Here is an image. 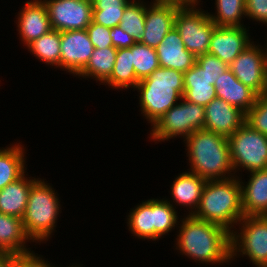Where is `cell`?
I'll list each match as a JSON object with an SVG mask.
<instances>
[{"label":"cell","instance_id":"cell-7","mask_svg":"<svg viewBox=\"0 0 267 267\" xmlns=\"http://www.w3.org/2000/svg\"><path fill=\"white\" fill-rule=\"evenodd\" d=\"M228 142L233 170L238 167L250 172L267 169V136L245 122Z\"/></svg>","mask_w":267,"mask_h":267},{"label":"cell","instance_id":"cell-22","mask_svg":"<svg viewBox=\"0 0 267 267\" xmlns=\"http://www.w3.org/2000/svg\"><path fill=\"white\" fill-rule=\"evenodd\" d=\"M28 239L21 218L0 213V252L13 255L30 253L24 246Z\"/></svg>","mask_w":267,"mask_h":267},{"label":"cell","instance_id":"cell-12","mask_svg":"<svg viewBox=\"0 0 267 267\" xmlns=\"http://www.w3.org/2000/svg\"><path fill=\"white\" fill-rule=\"evenodd\" d=\"M60 67L78 75L88 64L94 51L89 35L84 30L60 32Z\"/></svg>","mask_w":267,"mask_h":267},{"label":"cell","instance_id":"cell-38","mask_svg":"<svg viewBox=\"0 0 267 267\" xmlns=\"http://www.w3.org/2000/svg\"><path fill=\"white\" fill-rule=\"evenodd\" d=\"M10 267H51L50 264L37 257L34 253L14 255ZM76 267V266H75Z\"/></svg>","mask_w":267,"mask_h":267},{"label":"cell","instance_id":"cell-13","mask_svg":"<svg viewBox=\"0 0 267 267\" xmlns=\"http://www.w3.org/2000/svg\"><path fill=\"white\" fill-rule=\"evenodd\" d=\"M204 108V130L229 138L245 123L246 114L223 99L216 97Z\"/></svg>","mask_w":267,"mask_h":267},{"label":"cell","instance_id":"cell-30","mask_svg":"<svg viewBox=\"0 0 267 267\" xmlns=\"http://www.w3.org/2000/svg\"><path fill=\"white\" fill-rule=\"evenodd\" d=\"M217 15L209 18L216 26L241 27V17L246 16L245 0H216Z\"/></svg>","mask_w":267,"mask_h":267},{"label":"cell","instance_id":"cell-18","mask_svg":"<svg viewBox=\"0 0 267 267\" xmlns=\"http://www.w3.org/2000/svg\"><path fill=\"white\" fill-rule=\"evenodd\" d=\"M216 97L239 108L245 114L255 104L258 94L250 87L243 85L228 69L214 83Z\"/></svg>","mask_w":267,"mask_h":267},{"label":"cell","instance_id":"cell-40","mask_svg":"<svg viewBox=\"0 0 267 267\" xmlns=\"http://www.w3.org/2000/svg\"><path fill=\"white\" fill-rule=\"evenodd\" d=\"M132 0H91L93 8H125Z\"/></svg>","mask_w":267,"mask_h":267},{"label":"cell","instance_id":"cell-25","mask_svg":"<svg viewBox=\"0 0 267 267\" xmlns=\"http://www.w3.org/2000/svg\"><path fill=\"white\" fill-rule=\"evenodd\" d=\"M23 153L19 144L7 149H0V190L25 173Z\"/></svg>","mask_w":267,"mask_h":267},{"label":"cell","instance_id":"cell-8","mask_svg":"<svg viewBox=\"0 0 267 267\" xmlns=\"http://www.w3.org/2000/svg\"><path fill=\"white\" fill-rule=\"evenodd\" d=\"M180 7L175 17V28L178 30L185 48L196 58L208 54L209 43L214 29L217 27L209 18V13Z\"/></svg>","mask_w":267,"mask_h":267},{"label":"cell","instance_id":"cell-10","mask_svg":"<svg viewBox=\"0 0 267 267\" xmlns=\"http://www.w3.org/2000/svg\"><path fill=\"white\" fill-rule=\"evenodd\" d=\"M52 29L63 32L84 30L92 22L91 0H43Z\"/></svg>","mask_w":267,"mask_h":267},{"label":"cell","instance_id":"cell-27","mask_svg":"<svg viewBox=\"0 0 267 267\" xmlns=\"http://www.w3.org/2000/svg\"><path fill=\"white\" fill-rule=\"evenodd\" d=\"M28 49L43 62L60 66L61 39L60 31L52 29L27 45Z\"/></svg>","mask_w":267,"mask_h":267},{"label":"cell","instance_id":"cell-39","mask_svg":"<svg viewBox=\"0 0 267 267\" xmlns=\"http://www.w3.org/2000/svg\"><path fill=\"white\" fill-rule=\"evenodd\" d=\"M110 36L112 38V45L116 49L130 48L136 43L135 39L124 32L119 25L111 29Z\"/></svg>","mask_w":267,"mask_h":267},{"label":"cell","instance_id":"cell-42","mask_svg":"<svg viewBox=\"0 0 267 267\" xmlns=\"http://www.w3.org/2000/svg\"><path fill=\"white\" fill-rule=\"evenodd\" d=\"M13 256L14 255L9 252H0V267H10Z\"/></svg>","mask_w":267,"mask_h":267},{"label":"cell","instance_id":"cell-9","mask_svg":"<svg viewBox=\"0 0 267 267\" xmlns=\"http://www.w3.org/2000/svg\"><path fill=\"white\" fill-rule=\"evenodd\" d=\"M240 222V234L232 231L230 235L231 258L238 251L249 256L257 267H267V216H244Z\"/></svg>","mask_w":267,"mask_h":267},{"label":"cell","instance_id":"cell-6","mask_svg":"<svg viewBox=\"0 0 267 267\" xmlns=\"http://www.w3.org/2000/svg\"><path fill=\"white\" fill-rule=\"evenodd\" d=\"M176 103L157 122L153 124L151 137L155 140H168L182 136L186 139L197 130L204 129L205 108L202 105L189 102Z\"/></svg>","mask_w":267,"mask_h":267},{"label":"cell","instance_id":"cell-15","mask_svg":"<svg viewBox=\"0 0 267 267\" xmlns=\"http://www.w3.org/2000/svg\"><path fill=\"white\" fill-rule=\"evenodd\" d=\"M180 6L156 1L146 7L145 31L139 42L157 48L165 35L175 27V17Z\"/></svg>","mask_w":267,"mask_h":267},{"label":"cell","instance_id":"cell-29","mask_svg":"<svg viewBox=\"0 0 267 267\" xmlns=\"http://www.w3.org/2000/svg\"><path fill=\"white\" fill-rule=\"evenodd\" d=\"M130 49L132 52V64L135 69L136 77L139 80L148 77L160 67L155 48L146 46L138 41L132 45Z\"/></svg>","mask_w":267,"mask_h":267},{"label":"cell","instance_id":"cell-28","mask_svg":"<svg viewBox=\"0 0 267 267\" xmlns=\"http://www.w3.org/2000/svg\"><path fill=\"white\" fill-rule=\"evenodd\" d=\"M128 226L137 237L154 240V199H150L133 209L128 218Z\"/></svg>","mask_w":267,"mask_h":267},{"label":"cell","instance_id":"cell-11","mask_svg":"<svg viewBox=\"0 0 267 267\" xmlns=\"http://www.w3.org/2000/svg\"><path fill=\"white\" fill-rule=\"evenodd\" d=\"M229 69L243 85L258 95L267 92V51L265 53L251 43L229 65Z\"/></svg>","mask_w":267,"mask_h":267},{"label":"cell","instance_id":"cell-3","mask_svg":"<svg viewBox=\"0 0 267 267\" xmlns=\"http://www.w3.org/2000/svg\"><path fill=\"white\" fill-rule=\"evenodd\" d=\"M186 141L191 173L199 175L206 181L229 178L225 175L232 172L233 164L228 138L201 129L189 135Z\"/></svg>","mask_w":267,"mask_h":267},{"label":"cell","instance_id":"cell-32","mask_svg":"<svg viewBox=\"0 0 267 267\" xmlns=\"http://www.w3.org/2000/svg\"><path fill=\"white\" fill-rule=\"evenodd\" d=\"M177 212L169 201L154 200V240L168 233L177 223Z\"/></svg>","mask_w":267,"mask_h":267},{"label":"cell","instance_id":"cell-16","mask_svg":"<svg viewBox=\"0 0 267 267\" xmlns=\"http://www.w3.org/2000/svg\"><path fill=\"white\" fill-rule=\"evenodd\" d=\"M160 67L188 71L195 63L196 57L189 52L178 30L173 27L156 48Z\"/></svg>","mask_w":267,"mask_h":267},{"label":"cell","instance_id":"cell-20","mask_svg":"<svg viewBox=\"0 0 267 267\" xmlns=\"http://www.w3.org/2000/svg\"><path fill=\"white\" fill-rule=\"evenodd\" d=\"M23 174L19 179L7 184L0 190V213L23 218L30 189L36 181L27 180Z\"/></svg>","mask_w":267,"mask_h":267},{"label":"cell","instance_id":"cell-26","mask_svg":"<svg viewBox=\"0 0 267 267\" xmlns=\"http://www.w3.org/2000/svg\"><path fill=\"white\" fill-rule=\"evenodd\" d=\"M116 54L117 49L114 47L104 49L94 48L87 66L78 76H91L104 83L111 76L115 65Z\"/></svg>","mask_w":267,"mask_h":267},{"label":"cell","instance_id":"cell-21","mask_svg":"<svg viewBox=\"0 0 267 267\" xmlns=\"http://www.w3.org/2000/svg\"><path fill=\"white\" fill-rule=\"evenodd\" d=\"M183 98L204 107L216 98L215 86L197 63L184 72Z\"/></svg>","mask_w":267,"mask_h":267},{"label":"cell","instance_id":"cell-19","mask_svg":"<svg viewBox=\"0 0 267 267\" xmlns=\"http://www.w3.org/2000/svg\"><path fill=\"white\" fill-rule=\"evenodd\" d=\"M241 206L244 216H267V169L251 172L247 185L241 184Z\"/></svg>","mask_w":267,"mask_h":267},{"label":"cell","instance_id":"cell-37","mask_svg":"<svg viewBox=\"0 0 267 267\" xmlns=\"http://www.w3.org/2000/svg\"><path fill=\"white\" fill-rule=\"evenodd\" d=\"M246 16L267 23V0H245Z\"/></svg>","mask_w":267,"mask_h":267},{"label":"cell","instance_id":"cell-33","mask_svg":"<svg viewBox=\"0 0 267 267\" xmlns=\"http://www.w3.org/2000/svg\"><path fill=\"white\" fill-rule=\"evenodd\" d=\"M245 122L267 136V92L258 95L255 104L246 113Z\"/></svg>","mask_w":267,"mask_h":267},{"label":"cell","instance_id":"cell-24","mask_svg":"<svg viewBox=\"0 0 267 267\" xmlns=\"http://www.w3.org/2000/svg\"><path fill=\"white\" fill-rule=\"evenodd\" d=\"M132 64V52L130 48L117 49L115 65L111 76L105 81L109 86L117 88H133L139 83Z\"/></svg>","mask_w":267,"mask_h":267},{"label":"cell","instance_id":"cell-1","mask_svg":"<svg viewBox=\"0 0 267 267\" xmlns=\"http://www.w3.org/2000/svg\"><path fill=\"white\" fill-rule=\"evenodd\" d=\"M180 228L177 247L183 254L196 261L212 264L231 260V233L222 226L189 214Z\"/></svg>","mask_w":267,"mask_h":267},{"label":"cell","instance_id":"cell-14","mask_svg":"<svg viewBox=\"0 0 267 267\" xmlns=\"http://www.w3.org/2000/svg\"><path fill=\"white\" fill-rule=\"evenodd\" d=\"M250 40L246 28L217 26L211 36L208 54L218 57L228 66L249 45Z\"/></svg>","mask_w":267,"mask_h":267},{"label":"cell","instance_id":"cell-5","mask_svg":"<svg viewBox=\"0 0 267 267\" xmlns=\"http://www.w3.org/2000/svg\"><path fill=\"white\" fill-rule=\"evenodd\" d=\"M55 194L44 181L37 179L33 183L22 218L24 230L30 240H47L56 227L60 204Z\"/></svg>","mask_w":267,"mask_h":267},{"label":"cell","instance_id":"cell-23","mask_svg":"<svg viewBox=\"0 0 267 267\" xmlns=\"http://www.w3.org/2000/svg\"><path fill=\"white\" fill-rule=\"evenodd\" d=\"M206 180L199 175L185 172L179 175L172 184V197L176 203L197 208Z\"/></svg>","mask_w":267,"mask_h":267},{"label":"cell","instance_id":"cell-4","mask_svg":"<svg viewBox=\"0 0 267 267\" xmlns=\"http://www.w3.org/2000/svg\"><path fill=\"white\" fill-rule=\"evenodd\" d=\"M140 92L141 111L152 124L157 122L182 99L184 95V73L158 67L135 87Z\"/></svg>","mask_w":267,"mask_h":267},{"label":"cell","instance_id":"cell-2","mask_svg":"<svg viewBox=\"0 0 267 267\" xmlns=\"http://www.w3.org/2000/svg\"><path fill=\"white\" fill-rule=\"evenodd\" d=\"M235 177L222 180H207L195 211L197 219L211 222L231 233L234 223L244 217L241 206V182Z\"/></svg>","mask_w":267,"mask_h":267},{"label":"cell","instance_id":"cell-36","mask_svg":"<svg viewBox=\"0 0 267 267\" xmlns=\"http://www.w3.org/2000/svg\"><path fill=\"white\" fill-rule=\"evenodd\" d=\"M86 31L94 48L104 49L107 47H113L112 38L110 36V28L92 21L91 24L86 28Z\"/></svg>","mask_w":267,"mask_h":267},{"label":"cell","instance_id":"cell-17","mask_svg":"<svg viewBox=\"0 0 267 267\" xmlns=\"http://www.w3.org/2000/svg\"><path fill=\"white\" fill-rule=\"evenodd\" d=\"M22 9L19 13L18 29L26 45L52 30L44 1H29Z\"/></svg>","mask_w":267,"mask_h":267},{"label":"cell","instance_id":"cell-31","mask_svg":"<svg viewBox=\"0 0 267 267\" xmlns=\"http://www.w3.org/2000/svg\"><path fill=\"white\" fill-rule=\"evenodd\" d=\"M146 6L134 0L124 10L119 26L132 36L136 42L140 41L145 31Z\"/></svg>","mask_w":267,"mask_h":267},{"label":"cell","instance_id":"cell-41","mask_svg":"<svg viewBox=\"0 0 267 267\" xmlns=\"http://www.w3.org/2000/svg\"><path fill=\"white\" fill-rule=\"evenodd\" d=\"M163 3H170L174 5H178L180 7H196V3L198 0H156Z\"/></svg>","mask_w":267,"mask_h":267},{"label":"cell","instance_id":"cell-35","mask_svg":"<svg viewBox=\"0 0 267 267\" xmlns=\"http://www.w3.org/2000/svg\"><path fill=\"white\" fill-rule=\"evenodd\" d=\"M125 8H93L92 21L112 29L120 24Z\"/></svg>","mask_w":267,"mask_h":267},{"label":"cell","instance_id":"cell-34","mask_svg":"<svg viewBox=\"0 0 267 267\" xmlns=\"http://www.w3.org/2000/svg\"><path fill=\"white\" fill-rule=\"evenodd\" d=\"M196 63L209 76V79L212 81V85H214L219 76L223 75L229 69L227 64L221 61L218 57L210 54L198 56L196 58Z\"/></svg>","mask_w":267,"mask_h":267}]
</instances>
